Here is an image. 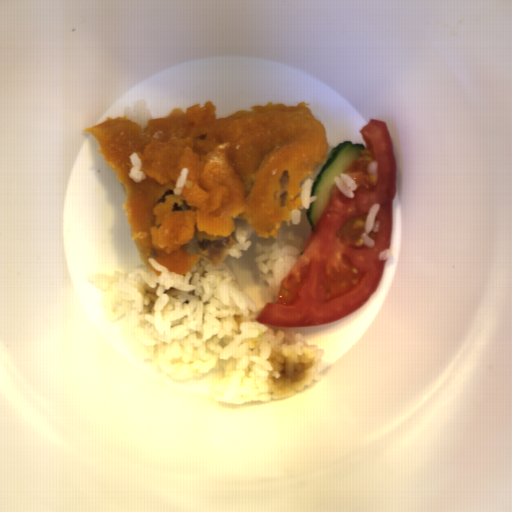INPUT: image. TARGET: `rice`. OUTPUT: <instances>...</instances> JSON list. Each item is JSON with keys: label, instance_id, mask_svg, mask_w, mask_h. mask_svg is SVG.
<instances>
[{"label": "rice", "instance_id": "6", "mask_svg": "<svg viewBox=\"0 0 512 512\" xmlns=\"http://www.w3.org/2000/svg\"><path fill=\"white\" fill-rule=\"evenodd\" d=\"M340 177H333L335 185L346 195L349 197H355L353 191H356L357 185L355 183L354 178L349 176L348 174L341 173Z\"/></svg>", "mask_w": 512, "mask_h": 512}, {"label": "rice", "instance_id": "4", "mask_svg": "<svg viewBox=\"0 0 512 512\" xmlns=\"http://www.w3.org/2000/svg\"><path fill=\"white\" fill-rule=\"evenodd\" d=\"M148 105L149 103L145 98H140L134 101L133 106H124L125 118L135 122L145 130L148 119H154L153 113L147 108Z\"/></svg>", "mask_w": 512, "mask_h": 512}, {"label": "rice", "instance_id": "2", "mask_svg": "<svg viewBox=\"0 0 512 512\" xmlns=\"http://www.w3.org/2000/svg\"><path fill=\"white\" fill-rule=\"evenodd\" d=\"M325 162L313 170L312 176H308L301 184L302 188L298 196L302 204L299 208L292 210L289 223L282 222L276 238L258 237L255 246V264L258 268L261 282L269 286L265 289V300H278L279 288L298 261L306 239L304 236L295 233V225L302 221L301 210L310 208L311 203L317 201V196H310L312 186L323 169Z\"/></svg>", "mask_w": 512, "mask_h": 512}, {"label": "rice", "instance_id": "3", "mask_svg": "<svg viewBox=\"0 0 512 512\" xmlns=\"http://www.w3.org/2000/svg\"><path fill=\"white\" fill-rule=\"evenodd\" d=\"M254 231L240 215L235 217V238L239 242L234 245L228 254L239 260L242 255L241 251H246L250 247L252 240L247 239L252 237Z\"/></svg>", "mask_w": 512, "mask_h": 512}, {"label": "rice", "instance_id": "1", "mask_svg": "<svg viewBox=\"0 0 512 512\" xmlns=\"http://www.w3.org/2000/svg\"><path fill=\"white\" fill-rule=\"evenodd\" d=\"M128 271L86 276L102 291L105 320L125 318L127 332L145 363L176 380L212 375V399L243 404L295 396L321 380L319 344L301 332L255 321L252 296L223 261L198 260L185 274L148 258Z\"/></svg>", "mask_w": 512, "mask_h": 512}, {"label": "rice", "instance_id": "5", "mask_svg": "<svg viewBox=\"0 0 512 512\" xmlns=\"http://www.w3.org/2000/svg\"><path fill=\"white\" fill-rule=\"evenodd\" d=\"M381 210V203H376L371 205L369 212L366 217L364 231L361 233V237L364 240L366 246L374 247L376 245L375 240L370 238V232H374L375 234L380 229L381 221H375L379 212Z\"/></svg>", "mask_w": 512, "mask_h": 512}]
</instances>
